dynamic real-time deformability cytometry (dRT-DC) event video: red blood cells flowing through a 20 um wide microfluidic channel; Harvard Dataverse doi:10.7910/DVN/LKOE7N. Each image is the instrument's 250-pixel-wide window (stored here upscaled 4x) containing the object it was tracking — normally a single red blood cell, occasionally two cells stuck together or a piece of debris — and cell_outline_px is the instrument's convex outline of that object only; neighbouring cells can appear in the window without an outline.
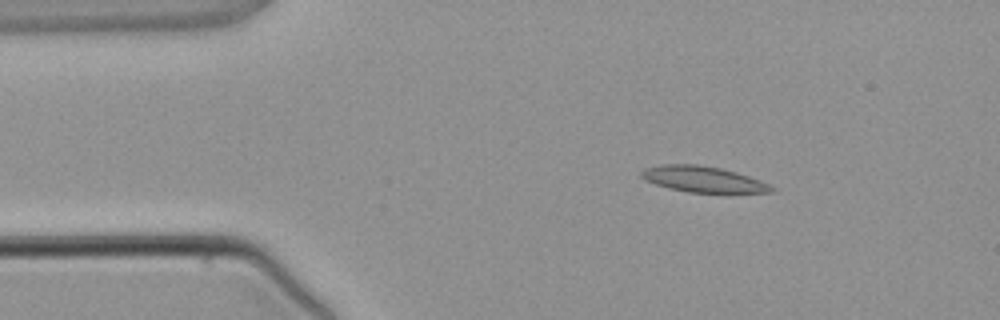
{"species": "common noctule bat (a hibernating species)", "species_latin": "Nyctalus noctula", "temperature_condition": "warm", "stored_images_in_passage": 3, "camera_frame_rate_fps": 3000, "um_per_image_px": 0.085, "animal": {"sex": "male", "body_mass_g": 21.5, "forearm_length_mm": 52.0}, "frame": {"image": 1, "passage_image": 2, "time_ms": 1.333, "image_size_px": [1000, 320], "cell_outline_px": [[776, 188], [772, 192], [688, 192], [656, 184], [644, 180], [640, 176], [640, 172], [644, 168], [660, 164], [696, 164], [720, 168], [736, 172], [760, 180]], "centroid_in_image_um": [59.72, 15.22], "position_along_channel_um": 25.3, "area_um2": 19.42}}
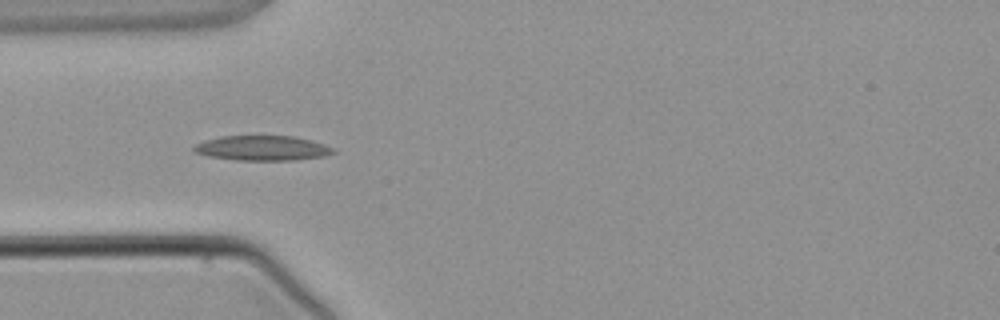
{"frame": {"image": 2, "passage_image": 3, "time_ms": 3.333, "image_size_px": [1000, 320], "cell_outline_px": [[336, 152], [324, 156], [292, 160], [236, 160], [208, 156], [196, 152], [192, 148], [196, 144], [204, 140], [220, 136], [292, 136], [324, 144], [332, 148]], "centroid_in_image_um": [22.26, 12.59], "position_along_channel_um": 62.7, "area_um2": 20.0}}